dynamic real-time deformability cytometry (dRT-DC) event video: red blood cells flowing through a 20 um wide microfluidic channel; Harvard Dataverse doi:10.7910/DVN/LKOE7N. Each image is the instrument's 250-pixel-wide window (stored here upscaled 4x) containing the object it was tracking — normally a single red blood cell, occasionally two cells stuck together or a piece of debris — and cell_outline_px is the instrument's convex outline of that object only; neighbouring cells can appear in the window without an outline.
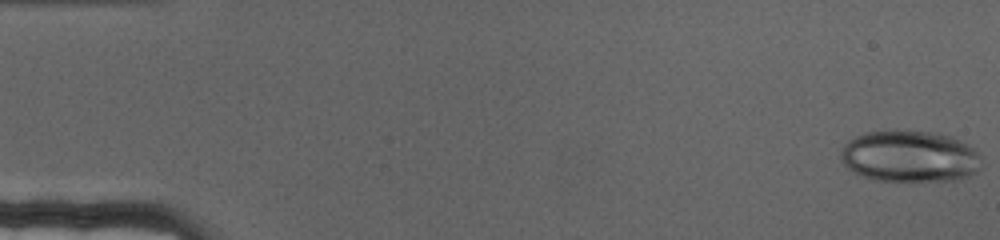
{"species": "human", "species_latin": "Homo sapiens", "temperature_condition": "cold", "stored_images_in_passage": 70, "camera_frame_rate_fps": 3000, "um_per_image_px": 0.085, "donor": {"sex": "female"}, "frame": {"image": 1, "passage_image": 1, "time_ms": 0.0, "image_size_px": [1000, 240], "cell_outline_px": [[980, 168], [976, 172], [960, 180], [876, 180], [864, 176], [848, 168], [840, 160], [840, 152], [844, 144], [848, 140], [864, 132], [896, 128], [936, 132], [952, 136], [968, 144], [980, 156]], "centroid_in_image_um": [77.31, 13.24], "position_along_channel_um": 7.7, "area_um2": 42.89}}
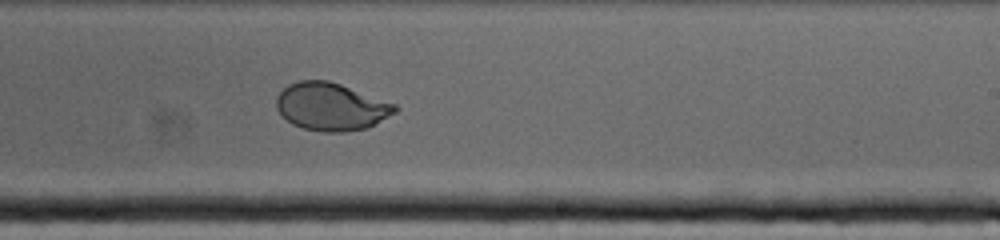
{"frame": {"image": 2, "passage_image": 43, "time_ms": 14.0, "image_size_px": [1000, 240], "cell_outline_px": [[400, 108], [396, 112], [368, 128], [344, 132], [324, 132], [304, 128], [292, 124], [276, 108], [276, 96], [288, 84], [300, 80], [328, 80], [340, 84], [396, 104]], "centroid_in_image_um": [28.15, 9.07], "position_along_channel_um": 260.8, "area_um2": 32.89}}
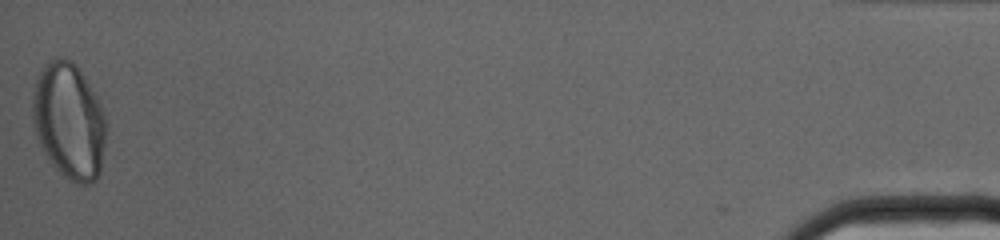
{"frame": {"image": 3, "passage_image": 70, "time_ms": 23.0, "image_size_px": [1000, 240], "cell_outline_px": [[104, 148], [100, 172], [96, 180], [92, 184], [80, 184], [68, 180], [52, 164], [44, 152], [36, 136], [32, 116], [32, 100], [36, 76], [56, 56], [64, 56], [72, 60], [76, 64], [84, 76], [104, 108]], "centroid_in_image_um": [5.86, 10.28], "position_along_channel_um": 429.3, "area_um2": 49.88}}